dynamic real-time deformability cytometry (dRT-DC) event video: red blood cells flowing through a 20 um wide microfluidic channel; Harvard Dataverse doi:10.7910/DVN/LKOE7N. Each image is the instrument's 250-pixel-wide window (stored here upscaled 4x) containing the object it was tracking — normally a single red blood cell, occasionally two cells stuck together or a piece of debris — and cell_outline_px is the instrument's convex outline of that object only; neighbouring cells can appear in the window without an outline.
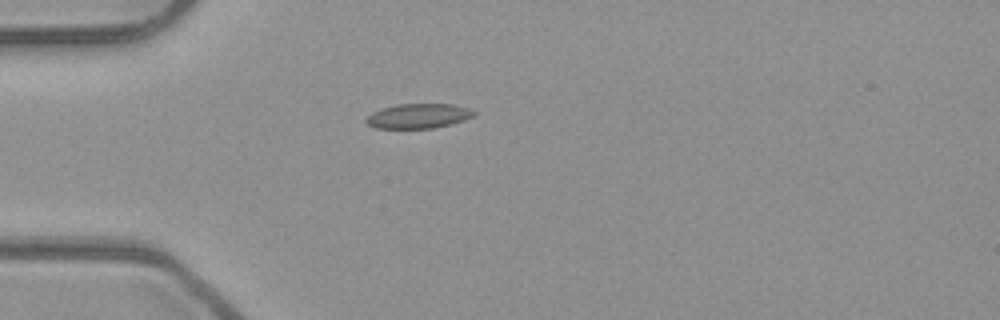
{"species": "common noctule bat (a hibernating species)", "species_latin": "Nyctalus noctula", "temperature_condition": "room temperature", "stored_images_in_passage": 1, "camera_frame_rate_fps": 3000, "um_per_image_px": 0.085, "animal": {"sex": "male", "body_mass_g": 23.1, "forearm_length_mm": 52.7}, "frame": {"image": 1, "passage_image": 1, "time_ms": 0.0, "image_size_px": [1000, 320], "cell_outline_px": [[476, 112], [472, 116], [464, 120], [452, 124], [432, 128], [376, 128], [368, 124], [364, 120], [372, 112], [396, 104], [452, 104], [468, 108]], "centroid_in_image_um": [35.56, 9.86], "position_along_channel_um": 49.4, "area_um2": 15.37}}